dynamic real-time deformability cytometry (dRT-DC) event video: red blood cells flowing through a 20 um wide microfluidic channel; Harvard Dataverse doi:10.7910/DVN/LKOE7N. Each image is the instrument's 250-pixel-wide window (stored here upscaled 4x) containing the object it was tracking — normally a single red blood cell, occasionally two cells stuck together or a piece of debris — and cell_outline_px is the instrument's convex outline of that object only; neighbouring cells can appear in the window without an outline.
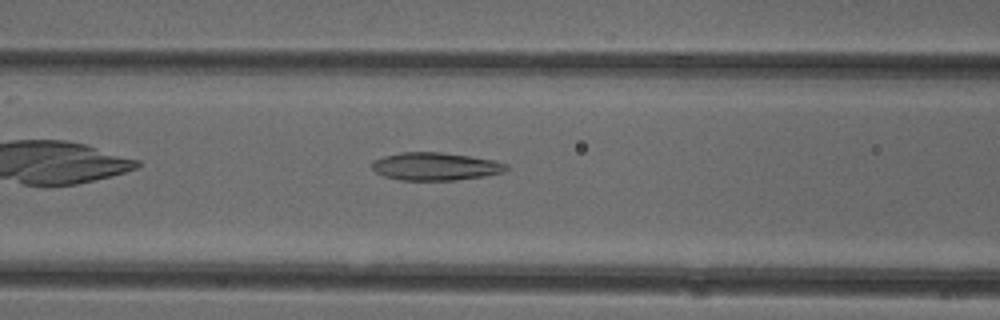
{"species": "common noctule bat (a hibernating species)", "species_latin": "Nyctalus noctula", "temperature_condition": "cold", "stored_images_in_passage": 38, "camera_frame_rate_fps": 3000, "um_per_image_px": 0.085, "animal": {"sex": "female"}, "frame": {"image": 1, "passage_image": 8, "time_ms": 2.333, "image_size_px": [1000, 320], "cell_outline_px": [[508, 168], [504, 172], [484, 176], [456, 180], [400, 180], [384, 176], [376, 172], [372, 168], [372, 160], [384, 156], [400, 152], [440, 152], [468, 156], [492, 160], [508, 164]], "centroid_in_image_um": [36.99, 14.14], "position_along_channel_um": 129.6, "area_um2": 21.73}}
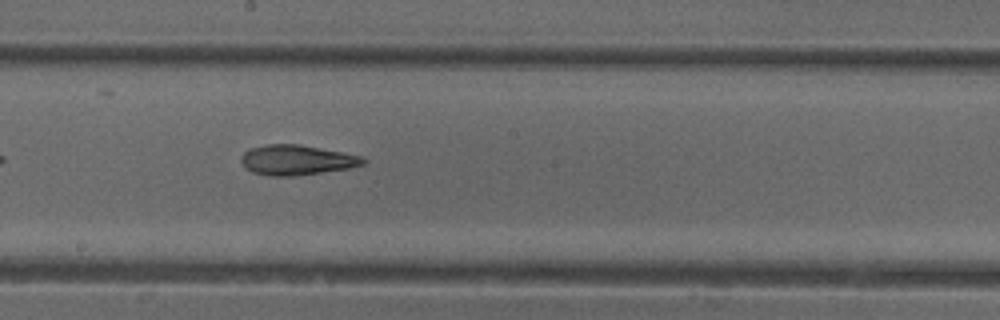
{"frame": {"image": 2, "passage_image": 15, "time_ms": 4.667, "image_size_px": [1000, 320], "cell_outline_px": [[368, 160], [364, 164], [348, 168], [292, 176], [272, 176], [252, 172], [244, 168], [240, 160], [240, 156], [248, 148], [268, 144], [300, 144], [364, 156]], "centroid_in_image_um": [25.2, 13.59], "position_along_channel_um": 223.0, "area_um2": 21.5}}
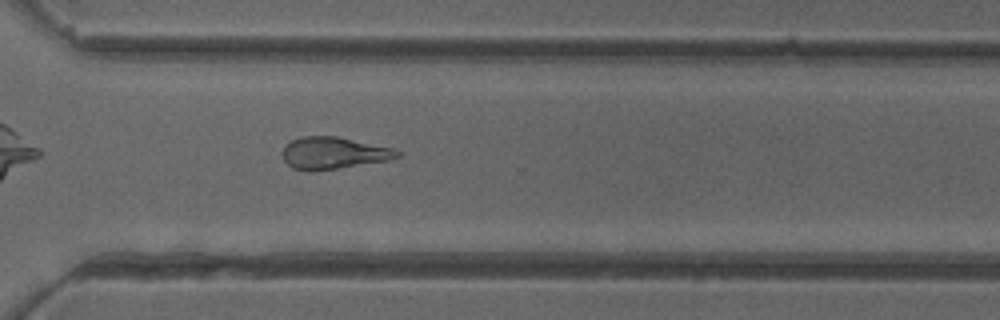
{"frame": {"image": 3, "passage_image": 24, "time_ms": 7.667, "image_size_px": [1000, 320], "cell_outline_px": [[400, 156], [388, 160], [336, 168], [292, 168], [284, 160], [280, 152], [292, 140], [300, 136], [336, 136], [392, 148], [400, 152]], "centroid_in_image_um": [28.35, 12.97], "position_along_channel_um": 342.3, "area_um2": 20.58}, "authors_computed_cell_mechanics": {"area_um2": 21.675, "velocity_mm_per_s": 3.9907, "shape_relaxation_time_tau1_ms": null, "shape_relaxation_time_tau2_ms": 3.6661, "deformation_change_tau1": null, "deformation_change_tau2": 0.1404}}